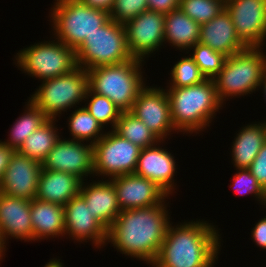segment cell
I'll return each instance as SVG.
<instances>
[{"instance_id": "1", "label": "cell", "mask_w": 266, "mask_h": 267, "mask_svg": "<svg viewBox=\"0 0 266 267\" xmlns=\"http://www.w3.org/2000/svg\"><path fill=\"white\" fill-rule=\"evenodd\" d=\"M166 201L122 210L108 230L107 243L125 256L153 264L170 225Z\"/></svg>"}, {"instance_id": "2", "label": "cell", "mask_w": 266, "mask_h": 267, "mask_svg": "<svg viewBox=\"0 0 266 267\" xmlns=\"http://www.w3.org/2000/svg\"><path fill=\"white\" fill-rule=\"evenodd\" d=\"M168 226L155 267H214L221 237L213 223L199 219Z\"/></svg>"}, {"instance_id": "3", "label": "cell", "mask_w": 266, "mask_h": 267, "mask_svg": "<svg viewBox=\"0 0 266 267\" xmlns=\"http://www.w3.org/2000/svg\"><path fill=\"white\" fill-rule=\"evenodd\" d=\"M170 101L171 119L175 129L183 134H199L210 127L212 118L223 107L213 79L202 83L165 89Z\"/></svg>"}, {"instance_id": "4", "label": "cell", "mask_w": 266, "mask_h": 267, "mask_svg": "<svg viewBox=\"0 0 266 267\" xmlns=\"http://www.w3.org/2000/svg\"><path fill=\"white\" fill-rule=\"evenodd\" d=\"M263 49L264 47H246L226 57L221 71L213 79L217 96L223 106L227 99L259 90L266 68V54Z\"/></svg>"}, {"instance_id": "5", "label": "cell", "mask_w": 266, "mask_h": 267, "mask_svg": "<svg viewBox=\"0 0 266 267\" xmlns=\"http://www.w3.org/2000/svg\"><path fill=\"white\" fill-rule=\"evenodd\" d=\"M143 62L133 58L125 63L89 69V88L107 97L122 112L130 111L139 92L146 86L141 71Z\"/></svg>"}, {"instance_id": "6", "label": "cell", "mask_w": 266, "mask_h": 267, "mask_svg": "<svg viewBox=\"0 0 266 267\" xmlns=\"http://www.w3.org/2000/svg\"><path fill=\"white\" fill-rule=\"evenodd\" d=\"M53 4L49 14L53 37L75 51L110 19L106 10L89 7L80 0H55Z\"/></svg>"}, {"instance_id": "7", "label": "cell", "mask_w": 266, "mask_h": 267, "mask_svg": "<svg viewBox=\"0 0 266 267\" xmlns=\"http://www.w3.org/2000/svg\"><path fill=\"white\" fill-rule=\"evenodd\" d=\"M29 99L49 118L81 105L89 88L88 72L77 67L73 71L55 78L43 80ZM80 103V104H79ZM75 107V108H74Z\"/></svg>"}, {"instance_id": "8", "label": "cell", "mask_w": 266, "mask_h": 267, "mask_svg": "<svg viewBox=\"0 0 266 267\" xmlns=\"http://www.w3.org/2000/svg\"><path fill=\"white\" fill-rule=\"evenodd\" d=\"M76 57L78 67L85 70L133 59L129 53L124 25L110 18L100 29L85 38L76 50Z\"/></svg>"}, {"instance_id": "9", "label": "cell", "mask_w": 266, "mask_h": 267, "mask_svg": "<svg viewBox=\"0 0 266 267\" xmlns=\"http://www.w3.org/2000/svg\"><path fill=\"white\" fill-rule=\"evenodd\" d=\"M14 63L40 81L65 75L78 67L76 51L56 38L19 50Z\"/></svg>"}, {"instance_id": "10", "label": "cell", "mask_w": 266, "mask_h": 267, "mask_svg": "<svg viewBox=\"0 0 266 267\" xmlns=\"http://www.w3.org/2000/svg\"><path fill=\"white\" fill-rule=\"evenodd\" d=\"M94 175L108 180L135 173L140 150L114 130L105 131L94 145ZM105 177V178H104Z\"/></svg>"}, {"instance_id": "11", "label": "cell", "mask_w": 266, "mask_h": 267, "mask_svg": "<svg viewBox=\"0 0 266 267\" xmlns=\"http://www.w3.org/2000/svg\"><path fill=\"white\" fill-rule=\"evenodd\" d=\"M161 140L165 141L175 129L167 92L162 87L146 85L138 94L129 111ZM168 135V137H167Z\"/></svg>"}, {"instance_id": "12", "label": "cell", "mask_w": 266, "mask_h": 267, "mask_svg": "<svg viewBox=\"0 0 266 267\" xmlns=\"http://www.w3.org/2000/svg\"><path fill=\"white\" fill-rule=\"evenodd\" d=\"M164 24L165 14L145 10L124 25L129 53L133 58L144 61L165 44Z\"/></svg>"}, {"instance_id": "13", "label": "cell", "mask_w": 266, "mask_h": 267, "mask_svg": "<svg viewBox=\"0 0 266 267\" xmlns=\"http://www.w3.org/2000/svg\"><path fill=\"white\" fill-rule=\"evenodd\" d=\"M42 168L68 172L85 181L88 176H94L93 144L60 138L42 162Z\"/></svg>"}, {"instance_id": "14", "label": "cell", "mask_w": 266, "mask_h": 267, "mask_svg": "<svg viewBox=\"0 0 266 267\" xmlns=\"http://www.w3.org/2000/svg\"><path fill=\"white\" fill-rule=\"evenodd\" d=\"M225 9L246 47L266 44V0H226Z\"/></svg>"}, {"instance_id": "15", "label": "cell", "mask_w": 266, "mask_h": 267, "mask_svg": "<svg viewBox=\"0 0 266 267\" xmlns=\"http://www.w3.org/2000/svg\"><path fill=\"white\" fill-rule=\"evenodd\" d=\"M65 235L80 243L89 240L96 248L107 244L108 230L95 218L84 198L78 194L64 206ZM88 240V241H87ZM102 246V247H101Z\"/></svg>"}, {"instance_id": "16", "label": "cell", "mask_w": 266, "mask_h": 267, "mask_svg": "<svg viewBox=\"0 0 266 267\" xmlns=\"http://www.w3.org/2000/svg\"><path fill=\"white\" fill-rule=\"evenodd\" d=\"M42 169L41 163L15 151L0 180V192L33 200L36 198Z\"/></svg>"}, {"instance_id": "17", "label": "cell", "mask_w": 266, "mask_h": 267, "mask_svg": "<svg viewBox=\"0 0 266 267\" xmlns=\"http://www.w3.org/2000/svg\"><path fill=\"white\" fill-rule=\"evenodd\" d=\"M113 183L121 211L161 204L168 195L154 182L135 173L117 176Z\"/></svg>"}, {"instance_id": "18", "label": "cell", "mask_w": 266, "mask_h": 267, "mask_svg": "<svg viewBox=\"0 0 266 267\" xmlns=\"http://www.w3.org/2000/svg\"><path fill=\"white\" fill-rule=\"evenodd\" d=\"M163 142L166 141L140 150L135 174L154 182L170 196L176 187L174 174L178 168L173 154L159 146Z\"/></svg>"}, {"instance_id": "19", "label": "cell", "mask_w": 266, "mask_h": 267, "mask_svg": "<svg viewBox=\"0 0 266 267\" xmlns=\"http://www.w3.org/2000/svg\"><path fill=\"white\" fill-rule=\"evenodd\" d=\"M0 236L5 245L11 237L25 242L35 241L30 200L0 192Z\"/></svg>"}, {"instance_id": "20", "label": "cell", "mask_w": 266, "mask_h": 267, "mask_svg": "<svg viewBox=\"0 0 266 267\" xmlns=\"http://www.w3.org/2000/svg\"><path fill=\"white\" fill-rule=\"evenodd\" d=\"M79 194L95 217L107 230L121 212L113 183L106 179L85 184L82 181Z\"/></svg>"}, {"instance_id": "21", "label": "cell", "mask_w": 266, "mask_h": 267, "mask_svg": "<svg viewBox=\"0 0 266 267\" xmlns=\"http://www.w3.org/2000/svg\"><path fill=\"white\" fill-rule=\"evenodd\" d=\"M199 43L209 46L226 57L246 48L240 41L226 9L211 21L200 25Z\"/></svg>"}, {"instance_id": "22", "label": "cell", "mask_w": 266, "mask_h": 267, "mask_svg": "<svg viewBox=\"0 0 266 267\" xmlns=\"http://www.w3.org/2000/svg\"><path fill=\"white\" fill-rule=\"evenodd\" d=\"M81 183L82 180L74 174L42 169L36 199L65 206L79 194Z\"/></svg>"}, {"instance_id": "23", "label": "cell", "mask_w": 266, "mask_h": 267, "mask_svg": "<svg viewBox=\"0 0 266 267\" xmlns=\"http://www.w3.org/2000/svg\"><path fill=\"white\" fill-rule=\"evenodd\" d=\"M30 213L35 241L64 237V206L34 198L30 200Z\"/></svg>"}, {"instance_id": "24", "label": "cell", "mask_w": 266, "mask_h": 267, "mask_svg": "<svg viewBox=\"0 0 266 267\" xmlns=\"http://www.w3.org/2000/svg\"><path fill=\"white\" fill-rule=\"evenodd\" d=\"M231 159L235 169L248 168L266 142V120L248 124L235 134Z\"/></svg>"}, {"instance_id": "25", "label": "cell", "mask_w": 266, "mask_h": 267, "mask_svg": "<svg viewBox=\"0 0 266 267\" xmlns=\"http://www.w3.org/2000/svg\"><path fill=\"white\" fill-rule=\"evenodd\" d=\"M165 43L177 50H188L199 43L200 25L187 16L180 8L165 14Z\"/></svg>"}, {"instance_id": "26", "label": "cell", "mask_w": 266, "mask_h": 267, "mask_svg": "<svg viewBox=\"0 0 266 267\" xmlns=\"http://www.w3.org/2000/svg\"><path fill=\"white\" fill-rule=\"evenodd\" d=\"M57 119H48L43 125L26 138L18 153L28 156L42 164L48 153L61 138L56 127Z\"/></svg>"}, {"instance_id": "27", "label": "cell", "mask_w": 266, "mask_h": 267, "mask_svg": "<svg viewBox=\"0 0 266 267\" xmlns=\"http://www.w3.org/2000/svg\"><path fill=\"white\" fill-rule=\"evenodd\" d=\"M22 116L16 119L4 144L17 151L27 137L43 125L49 118L29 99Z\"/></svg>"}, {"instance_id": "28", "label": "cell", "mask_w": 266, "mask_h": 267, "mask_svg": "<svg viewBox=\"0 0 266 267\" xmlns=\"http://www.w3.org/2000/svg\"><path fill=\"white\" fill-rule=\"evenodd\" d=\"M114 131L139 148L154 146L161 140L129 111L121 112Z\"/></svg>"}, {"instance_id": "29", "label": "cell", "mask_w": 266, "mask_h": 267, "mask_svg": "<svg viewBox=\"0 0 266 267\" xmlns=\"http://www.w3.org/2000/svg\"><path fill=\"white\" fill-rule=\"evenodd\" d=\"M70 115L67 124L72 140L94 145L104 136L105 129L84 106L76 108Z\"/></svg>"}, {"instance_id": "30", "label": "cell", "mask_w": 266, "mask_h": 267, "mask_svg": "<svg viewBox=\"0 0 266 267\" xmlns=\"http://www.w3.org/2000/svg\"><path fill=\"white\" fill-rule=\"evenodd\" d=\"M84 101H87L84 107L103 126L104 129L108 124L111 125L112 130L115 129L122 111L111 100L88 88Z\"/></svg>"}, {"instance_id": "31", "label": "cell", "mask_w": 266, "mask_h": 267, "mask_svg": "<svg viewBox=\"0 0 266 267\" xmlns=\"http://www.w3.org/2000/svg\"><path fill=\"white\" fill-rule=\"evenodd\" d=\"M179 8L196 23L202 25L225 9V0H181Z\"/></svg>"}, {"instance_id": "32", "label": "cell", "mask_w": 266, "mask_h": 267, "mask_svg": "<svg viewBox=\"0 0 266 267\" xmlns=\"http://www.w3.org/2000/svg\"><path fill=\"white\" fill-rule=\"evenodd\" d=\"M167 88H181L196 85L206 80L197 64L189 55L177 61L170 71Z\"/></svg>"}, {"instance_id": "33", "label": "cell", "mask_w": 266, "mask_h": 267, "mask_svg": "<svg viewBox=\"0 0 266 267\" xmlns=\"http://www.w3.org/2000/svg\"><path fill=\"white\" fill-rule=\"evenodd\" d=\"M193 49V50H192ZM193 52L189 55L199 67L206 79H214L221 71L226 56L212 50L209 46L197 43L190 48Z\"/></svg>"}, {"instance_id": "34", "label": "cell", "mask_w": 266, "mask_h": 267, "mask_svg": "<svg viewBox=\"0 0 266 267\" xmlns=\"http://www.w3.org/2000/svg\"><path fill=\"white\" fill-rule=\"evenodd\" d=\"M236 171L231 180L233 181L231 187L237 194L253 195L254 198L261 203L260 205H262L266 196V191L258 183L257 179L247 168L236 169Z\"/></svg>"}, {"instance_id": "35", "label": "cell", "mask_w": 266, "mask_h": 267, "mask_svg": "<svg viewBox=\"0 0 266 267\" xmlns=\"http://www.w3.org/2000/svg\"><path fill=\"white\" fill-rule=\"evenodd\" d=\"M145 10H148L147 0H115L110 18L125 25Z\"/></svg>"}, {"instance_id": "36", "label": "cell", "mask_w": 266, "mask_h": 267, "mask_svg": "<svg viewBox=\"0 0 266 267\" xmlns=\"http://www.w3.org/2000/svg\"><path fill=\"white\" fill-rule=\"evenodd\" d=\"M247 169L266 191V142L261 147L256 158Z\"/></svg>"}, {"instance_id": "37", "label": "cell", "mask_w": 266, "mask_h": 267, "mask_svg": "<svg viewBox=\"0 0 266 267\" xmlns=\"http://www.w3.org/2000/svg\"><path fill=\"white\" fill-rule=\"evenodd\" d=\"M253 242L261 249H266V216L261 218L251 229Z\"/></svg>"}, {"instance_id": "38", "label": "cell", "mask_w": 266, "mask_h": 267, "mask_svg": "<svg viewBox=\"0 0 266 267\" xmlns=\"http://www.w3.org/2000/svg\"><path fill=\"white\" fill-rule=\"evenodd\" d=\"M148 10L167 14L173 9L179 8V0H147Z\"/></svg>"}, {"instance_id": "39", "label": "cell", "mask_w": 266, "mask_h": 267, "mask_svg": "<svg viewBox=\"0 0 266 267\" xmlns=\"http://www.w3.org/2000/svg\"><path fill=\"white\" fill-rule=\"evenodd\" d=\"M14 152L15 150L13 148H10L0 140V180L5 173Z\"/></svg>"}, {"instance_id": "40", "label": "cell", "mask_w": 266, "mask_h": 267, "mask_svg": "<svg viewBox=\"0 0 266 267\" xmlns=\"http://www.w3.org/2000/svg\"><path fill=\"white\" fill-rule=\"evenodd\" d=\"M80 1L89 7L106 10L109 13L112 10V7L115 2V0H80Z\"/></svg>"}, {"instance_id": "41", "label": "cell", "mask_w": 266, "mask_h": 267, "mask_svg": "<svg viewBox=\"0 0 266 267\" xmlns=\"http://www.w3.org/2000/svg\"><path fill=\"white\" fill-rule=\"evenodd\" d=\"M44 267H64V264L60 261V259L53 258L50 259Z\"/></svg>"}, {"instance_id": "42", "label": "cell", "mask_w": 266, "mask_h": 267, "mask_svg": "<svg viewBox=\"0 0 266 267\" xmlns=\"http://www.w3.org/2000/svg\"><path fill=\"white\" fill-rule=\"evenodd\" d=\"M259 88H263L262 89L263 90L262 93L264 94L265 101H266V68H265L261 83L259 84Z\"/></svg>"}, {"instance_id": "43", "label": "cell", "mask_w": 266, "mask_h": 267, "mask_svg": "<svg viewBox=\"0 0 266 267\" xmlns=\"http://www.w3.org/2000/svg\"><path fill=\"white\" fill-rule=\"evenodd\" d=\"M6 248L7 247L0 236V261H2L3 257L5 256L4 254H5Z\"/></svg>"}, {"instance_id": "44", "label": "cell", "mask_w": 266, "mask_h": 267, "mask_svg": "<svg viewBox=\"0 0 266 267\" xmlns=\"http://www.w3.org/2000/svg\"><path fill=\"white\" fill-rule=\"evenodd\" d=\"M262 205H265V208H266V196H265V199Z\"/></svg>"}]
</instances>
